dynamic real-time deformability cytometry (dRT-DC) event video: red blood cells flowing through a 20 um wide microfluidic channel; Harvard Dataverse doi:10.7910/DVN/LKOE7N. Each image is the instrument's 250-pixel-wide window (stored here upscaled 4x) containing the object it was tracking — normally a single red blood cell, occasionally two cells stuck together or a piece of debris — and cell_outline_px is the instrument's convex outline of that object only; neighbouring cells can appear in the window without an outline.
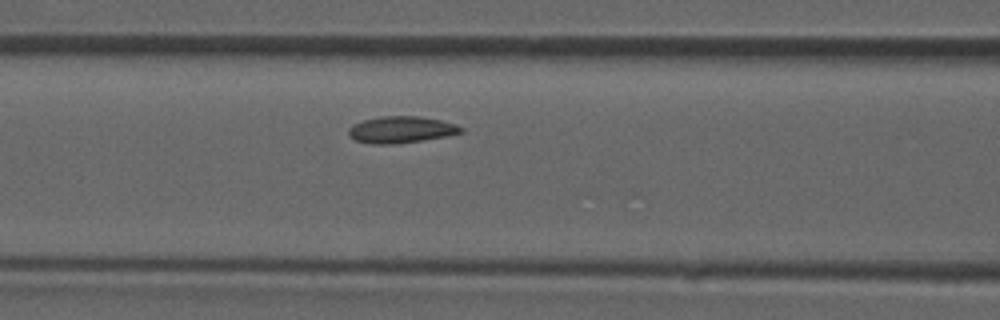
{"species": "common noctule bat (a hibernating species)", "species_latin": "Nyctalus noctula", "temperature_condition": "room temperature", "stored_images_in_passage": 30, "camera_frame_rate_fps": 3000, "um_per_image_px": 0.085, "animal": {"sex": "male", "forearm_length_mm": 52.5}, "frame": {"image": 1, "passage_image": 9, "time_ms": 2.667, "image_size_px": [1000, 320], "cell_outline_px": [[464, 132], [444, 136], [420, 140], [392, 144], [372, 144], [356, 140], [348, 136], [348, 128], [352, 124], [364, 120], [380, 116], [420, 116], [440, 120], [456, 124], [464, 128]], "centroid_in_image_um": [34.07, 11.01], "position_along_channel_um": 132.5, "area_um2": 17.4}}